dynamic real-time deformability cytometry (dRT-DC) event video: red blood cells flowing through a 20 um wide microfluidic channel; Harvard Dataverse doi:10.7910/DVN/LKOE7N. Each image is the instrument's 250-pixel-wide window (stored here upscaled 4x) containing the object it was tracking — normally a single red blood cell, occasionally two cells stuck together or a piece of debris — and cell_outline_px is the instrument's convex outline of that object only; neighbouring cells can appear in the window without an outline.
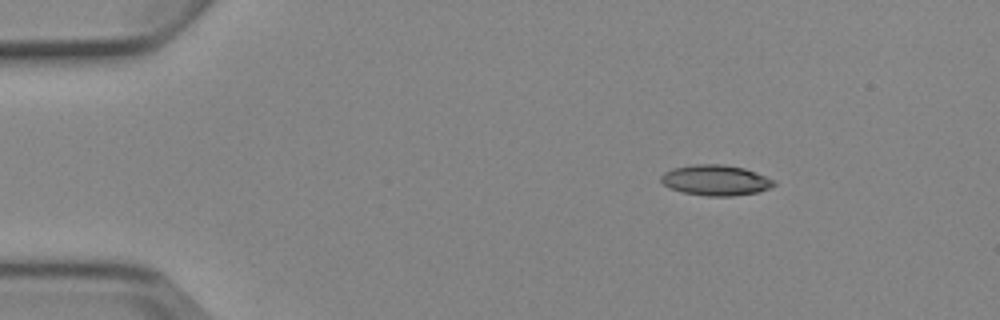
{"species": "Egyptian fruit bat (a non-hibernating species)", "species_latin": "Rousettus aegyptiacus", "temperature_condition": "cold", "stored_images_in_passage": 4, "camera_frame_rate_fps": 3000, "um_per_image_px": 0.085, "animal": {"sex": "female"}, "frame": {"image": 1, "passage_image": 1, "time_ms": 0.0, "image_size_px": [1000, 320], "cell_outline_px": [[776, 184], [760, 192], [732, 196], [708, 196], [684, 192], [672, 188], [664, 184], [660, 180], [660, 176], [664, 172], [672, 168], [696, 164], [724, 164], [744, 168], [756, 172], [776, 180]], "centroid_in_image_um": [60.86, 15.31], "position_along_channel_um": 24.1, "area_um2": 20.11}}
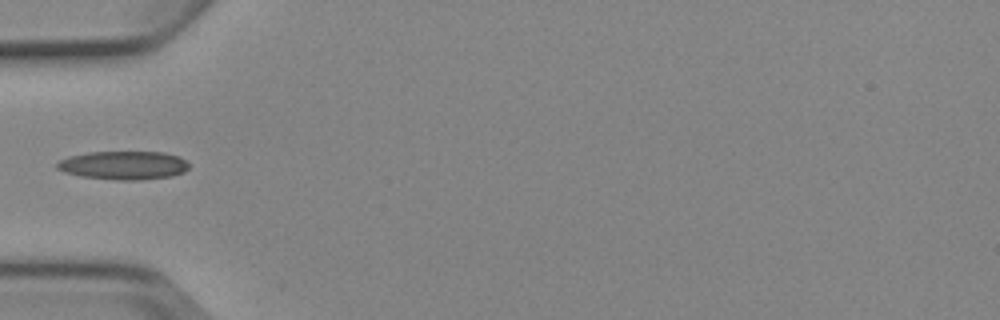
{"frame": {"image": 2, "passage_image": 4, "time_ms": 3.333, "image_size_px": [1000, 320], "cell_outline_px": [[188, 168], [184, 172], [172, 176], [140, 180], [116, 180], [80, 176], [64, 172], [56, 168], [56, 164], [60, 160], [68, 156], [88, 152], [164, 152], [180, 156], [188, 164]], "centroid_in_image_um": [10.49, 14.05], "position_along_channel_um": 74.5, "area_um2": 22.02}}